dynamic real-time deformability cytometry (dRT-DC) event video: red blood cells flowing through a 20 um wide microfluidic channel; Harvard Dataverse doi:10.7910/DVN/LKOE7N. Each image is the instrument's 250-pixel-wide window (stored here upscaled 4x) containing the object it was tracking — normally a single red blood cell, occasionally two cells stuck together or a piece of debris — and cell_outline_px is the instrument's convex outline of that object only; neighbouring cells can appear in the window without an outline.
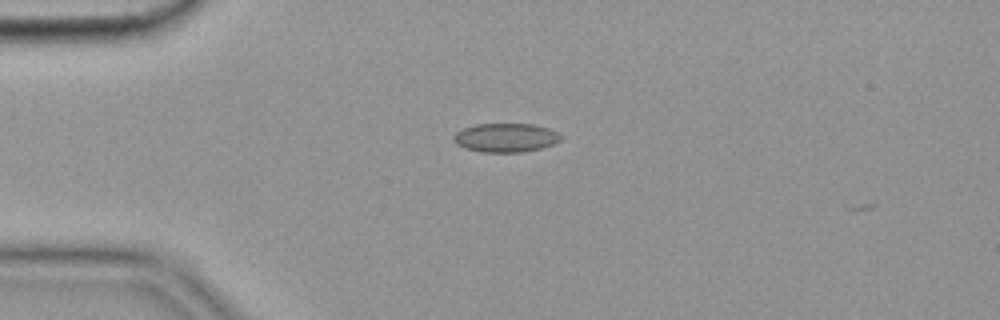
{"species": "common noctule bat (a hibernating species)", "species_latin": "Nyctalus noctula", "temperature_condition": "cold", "stored_images_in_passage": 2, "camera_frame_rate_fps": 3000, "um_per_image_px": 0.085, "animal": {"sex": "female", "body_mass_g": 19.9}, "frame": {"image": 1, "passage_image": 1, "time_ms": 0.0, "image_size_px": [1000, 320], "cell_outline_px": [[564, 136], [560, 140], [552, 144], [540, 148], [524, 152], [480, 152], [464, 148], [456, 144], [452, 136], [456, 132], [464, 128], [476, 124], [532, 124], [548, 128]], "centroid_in_image_um": [42.96, 11.7], "position_along_channel_um": 42.0, "area_um2": 18.03}}